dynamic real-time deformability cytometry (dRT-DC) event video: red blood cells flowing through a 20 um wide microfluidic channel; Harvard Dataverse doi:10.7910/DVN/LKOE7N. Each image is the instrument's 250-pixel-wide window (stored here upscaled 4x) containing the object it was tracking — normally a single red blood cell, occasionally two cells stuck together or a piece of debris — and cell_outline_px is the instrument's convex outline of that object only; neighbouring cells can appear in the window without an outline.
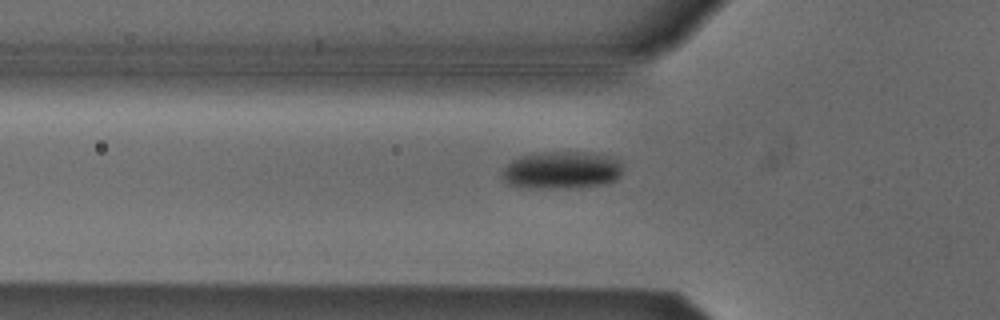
{"species": "Egyptian fruit bat (a non-hibernating species)", "species_latin": "Rousettus aegyptiacus", "temperature_condition": "cold", "stored_images_in_passage": 32, "camera_frame_rate_fps": 3000, "um_per_image_px": 0.085, "animal": {"sex": "male"}, "frame": {"image": 1, "passage_image": 4, "time_ms": 1.0, "image_size_px": [1000, 320], "cell_outline_px": [[620, 176], [616, 180], [600, 184], [568, 188], [528, 188], [508, 184], [500, 176], [500, 172], [512, 160], [520, 156], [532, 152], [588, 152], [608, 156], [616, 160], [620, 164]], "centroid_in_image_um": [47.65, 14.46], "position_along_channel_um": 78.1, "area_um2": 26.36}}
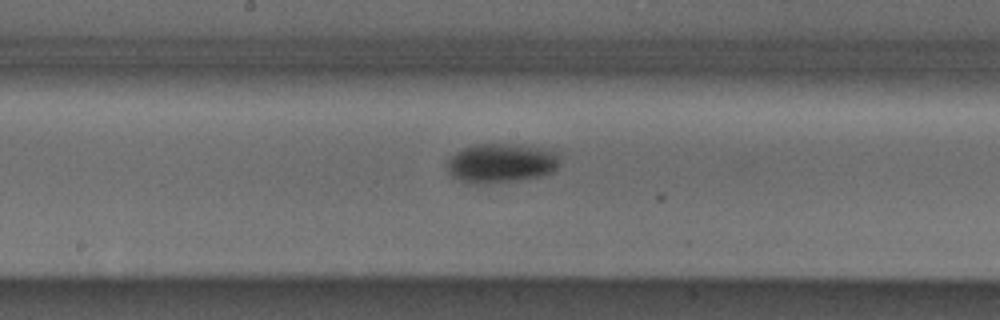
{"frame": {"image": 2, "passage_image": 14, "time_ms": 4.333, "image_size_px": [1000, 320], "cell_outline_px": [[556, 168], [552, 172], [540, 176], [516, 180], [484, 184], [468, 184], [452, 176], [448, 168], [448, 160], [456, 152], [464, 148], [476, 144], [504, 144], [536, 148], [556, 152]], "centroid_in_image_um": [42.52, 13.89], "position_along_channel_um": 205.7, "area_um2": 25.09}}
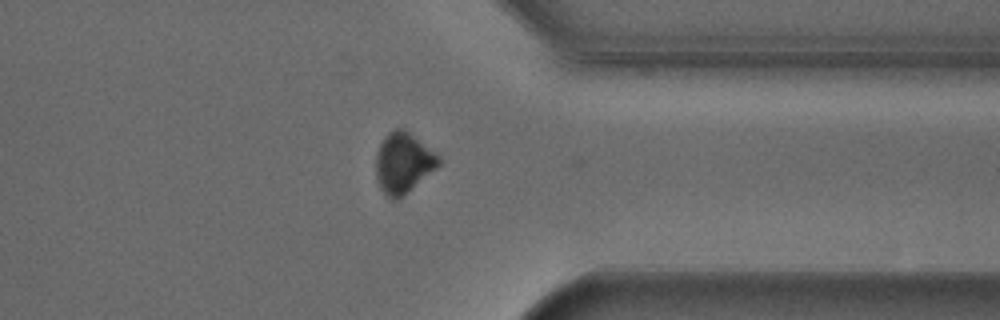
{"frame": {"image": 3, "passage_image": 28, "time_ms": 9.0, "image_size_px": [1000, 320], "cell_outline_px": [[440, 164], [436, 168], [396, 200], [392, 200], [380, 188], [376, 180], [376, 152], [384, 136], [388, 132], [396, 128], [404, 128], [432, 152], [440, 160]], "centroid_in_image_um": [34.21, 13.83], "position_along_channel_um": 377.2, "area_um2": 21.44}, "authors_computed_cell_mechanics": {"area_um2": 25.8077, "velocity_mm_per_s": 3.8132, "shape_relaxation_time_tau1_ms": 4.3803, "shape_relaxation_time_tau2_ms": null, "deformation_change_tau1": 0.0833, "deformation_change_tau2": null}}